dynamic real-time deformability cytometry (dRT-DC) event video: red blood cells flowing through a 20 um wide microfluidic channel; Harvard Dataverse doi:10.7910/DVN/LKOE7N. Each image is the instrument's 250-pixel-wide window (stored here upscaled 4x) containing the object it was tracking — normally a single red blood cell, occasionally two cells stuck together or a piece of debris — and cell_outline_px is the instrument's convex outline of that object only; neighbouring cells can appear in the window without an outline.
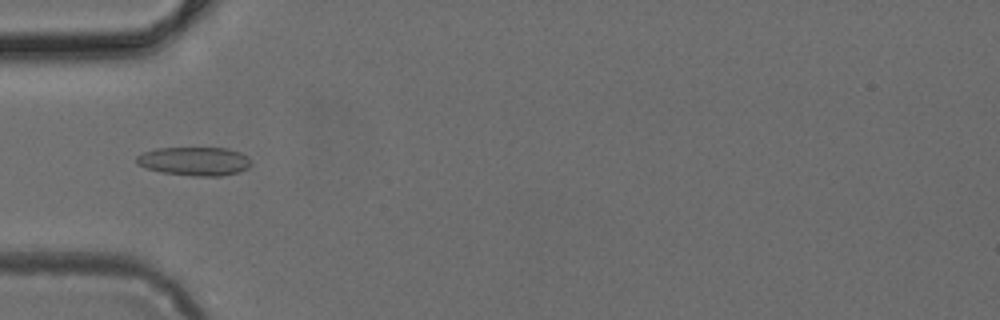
{"species": "common noctule bat (a hibernating species)", "species_latin": "Nyctalus noctula", "temperature_condition": "cold", "stored_images_in_passage": 48, "camera_frame_rate_fps": 3000, "um_per_image_px": 0.085, "animal": {"sex": "female", "body_mass_g": 24.6, "forearm_length_mm": 56.2}, "frame": {"image": 1, "passage_image": 15, "time_ms": 4.667, "image_size_px": [1000, 320], "cell_outline_px": [[252, 164], [248, 168], [240, 172], [220, 176], [196, 176], [160, 172], [144, 168], [136, 164], [136, 156], [144, 152], [156, 148], [228, 148], [240, 152], [248, 156]], "centroid_in_image_um": [16.53, 13.71], "position_along_channel_um": 68.5, "area_um2": 19.36}}
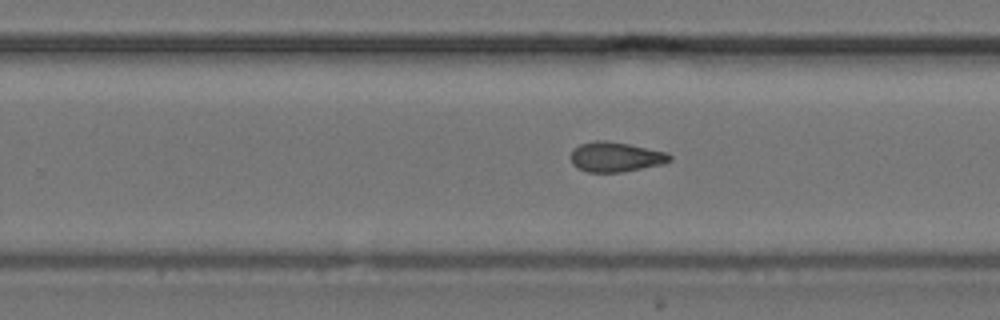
{"frame": {"image": 2, "passage_image": 30, "time_ms": 9.667, "image_size_px": [1000, 320], "cell_outline_px": [[672, 160], [664, 164], [624, 172], [588, 172], [576, 168], [572, 164], [572, 152], [580, 144], [596, 140], [604, 140], [628, 144], [664, 152], [672, 156]], "centroid_in_image_um": [52.34, 13.35], "position_along_channel_um": 277.5, "area_um2": 17.11}}
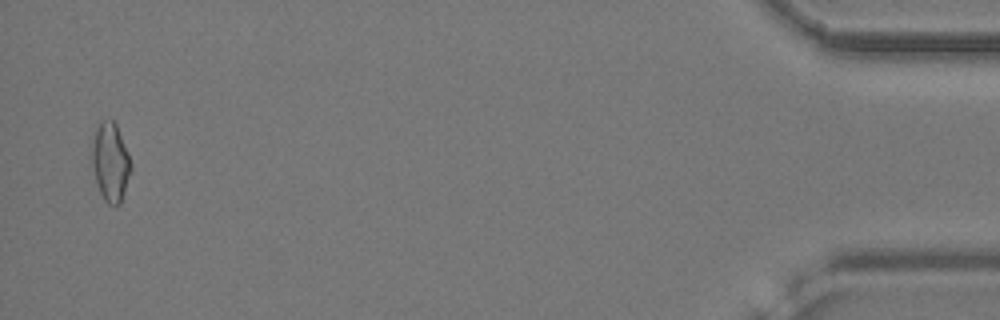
{"frame": {"image": 3, "passage_image": 47, "time_ms": 15.333, "image_size_px": [1000, 320], "cell_outline_px": [[132, 168], [120, 204], [108, 204], [104, 200], [100, 192], [92, 168], [92, 148], [96, 128], [100, 120], [112, 120], [116, 124], [128, 152], [132, 164]], "centroid_in_image_um": [9.4, 13.77], "position_along_channel_um": 425.8, "area_um2": 17.69}}